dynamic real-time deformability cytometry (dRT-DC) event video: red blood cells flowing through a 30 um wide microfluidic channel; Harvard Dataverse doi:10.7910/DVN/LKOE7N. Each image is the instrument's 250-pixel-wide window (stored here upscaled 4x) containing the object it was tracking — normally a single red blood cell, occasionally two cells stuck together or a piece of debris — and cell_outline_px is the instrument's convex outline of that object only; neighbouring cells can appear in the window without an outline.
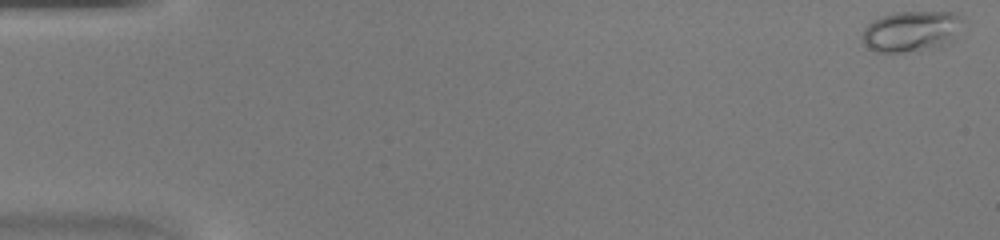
{"species": "common noctule bat (a hibernating species)", "species_latin": "Nyctalus noctula", "temperature_condition": "warm", "stored_images_in_passage": 45, "camera_frame_rate_fps": 3000, "um_per_image_px": 0.085, "animal": {"sex": "female", "body_mass_g": 20.0, "forearm_length_mm": 54.0}, "frame": {"image": 1, "passage_image": 1, "time_ms": 0.0, "image_size_px": [1000, 240], "cell_outline_px": [[956, 20], [940, 44], [904, 52], [876, 52], [868, 48], [864, 44], [864, 28], [872, 20], [880, 16], [896, 12], [956, 12]], "centroid_in_image_um": [77.15, 2.63], "position_along_channel_um": 7.8, "area_um2": 21.68}}
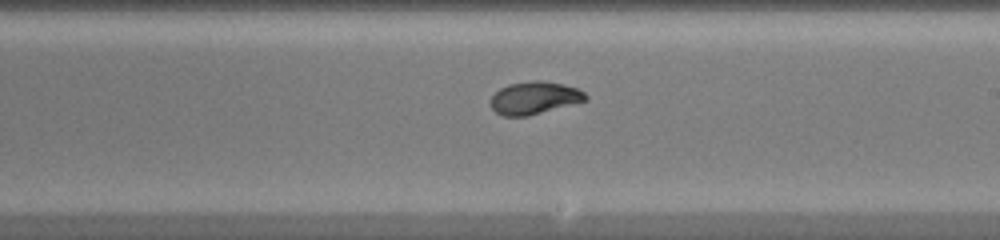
{"frame": {"image": 2, "passage_image": 27, "time_ms": 8.667, "image_size_px": [1000, 240], "cell_outline_px": [[588, 100], [528, 116], [504, 116], [496, 112], [492, 108], [492, 96], [500, 88], [508, 84], [536, 80], [540, 80], [560, 84], [576, 88], [584, 92], [588, 96]], "centroid_in_image_um": [45.43, 8.32], "position_along_channel_um": 243.6, "area_um2": 17.8}}
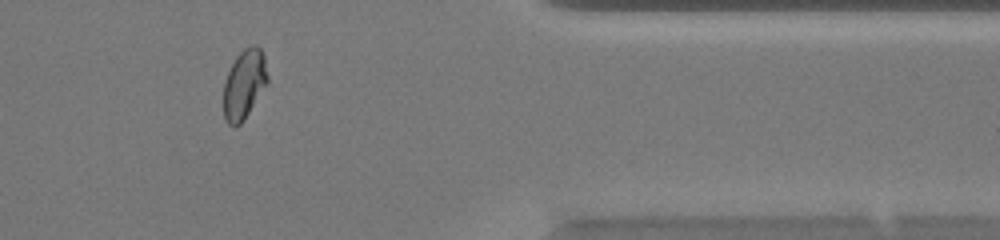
{"frame": {"image": 3, "passage_image": 38, "time_ms": 12.333, "image_size_px": [1000, 240], "cell_outline_px": [[268, 80], [244, 120], [236, 128], [228, 124], [224, 116], [224, 84], [228, 72], [236, 56], [244, 48], [252, 44], [256, 44], [260, 48], [264, 56], [268, 76]], "centroid_in_image_um": [20.75, 7.15], "position_along_channel_um": 390.6, "area_um2": 17.63}}